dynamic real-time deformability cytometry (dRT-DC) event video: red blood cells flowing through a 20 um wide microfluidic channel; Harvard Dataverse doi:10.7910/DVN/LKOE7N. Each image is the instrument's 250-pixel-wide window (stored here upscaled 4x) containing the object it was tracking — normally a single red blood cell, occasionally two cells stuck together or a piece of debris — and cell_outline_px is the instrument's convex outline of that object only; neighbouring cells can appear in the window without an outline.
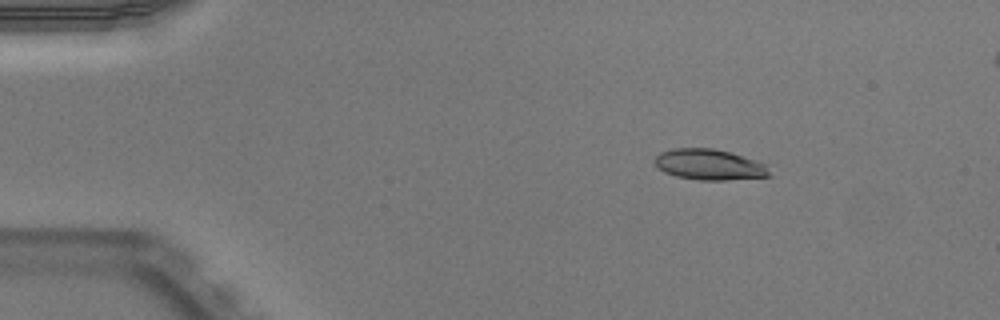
{"species": "Egyptian fruit bat (a non-hibernating species)", "species_latin": "Rousettus aegyptiacus", "temperature_condition": "warm", "stored_images_in_passage": 45, "camera_frame_rate_fps": 3000, "um_per_image_px": 0.085, "animal": {"sex": "male"}, "frame": {"image": 1, "passage_image": 1, "time_ms": 0.0, "image_size_px": [1000, 320], "cell_outline_px": [[772, 176], [728, 180], [700, 180], [676, 176], [664, 172], [656, 168], [656, 156], [660, 152], [676, 148], [712, 148], [728, 152], [756, 160], [768, 164]], "centroid_in_image_um": [60.33, 14.0], "position_along_channel_um": 24.7, "area_um2": 20.63}}
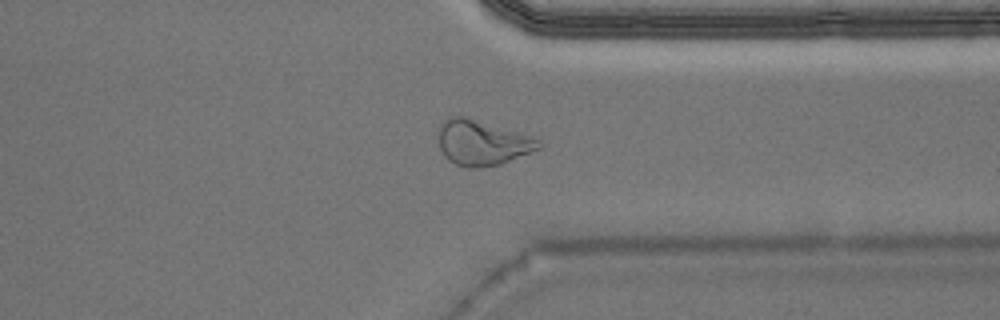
{"frame": {"image": 2, "passage_image": 33, "time_ms": 10.667, "image_size_px": [1000, 320], "cell_outline_px": [[540, 148], [500, 164], [480, 168], [464, 168], [448, 160], [444, 156], [440, 148], [440, 124], [448, 116], [464, 116], [536, 136], [540, 140]], "centroid_in_image_um": [41.0, 12.12], "position_along_channel_um": 370.4, "area_um2": 26.53}}
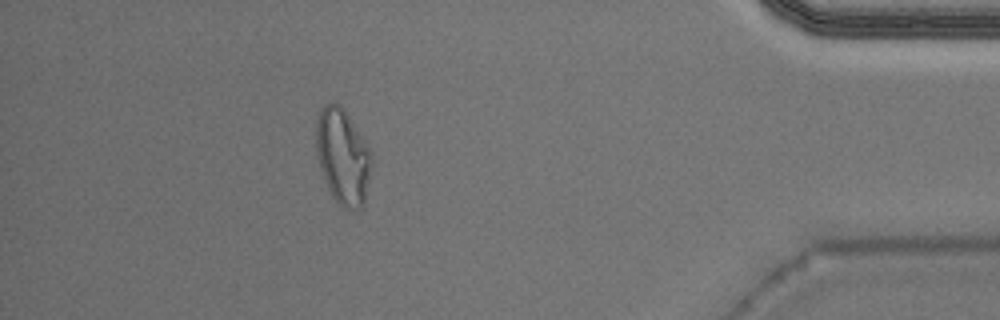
{"frame": {"image": 3, "passage_image": 39, "time_ms": 12.667, "image_size_px": [1000, 320], "cell_outline_px": [[372, 164], [364, 204], [356, 212], [352, 212], [344, 208], [332, 196], [328, 188], [320, 168], [316, 152], [316, 120], [324, 104], [332, 100], [340, 104], [344, 108], [372, 152]], "centroid_in_image_um": [29.14, 13.3], "position_along_channel_um": 406.1, "area_um2": 31.27}, "authors_computed_cell_mechanics": {"area_um2": 21.8484, "velocity_mm_per_s": 3.967, "shape_relaxation_time_tau1_ms": null, "shape_relaxation_time_tau2_ms": 1.6791, "deformation_change_tau1": null, "deformation_change_tau2": 0.0856}}